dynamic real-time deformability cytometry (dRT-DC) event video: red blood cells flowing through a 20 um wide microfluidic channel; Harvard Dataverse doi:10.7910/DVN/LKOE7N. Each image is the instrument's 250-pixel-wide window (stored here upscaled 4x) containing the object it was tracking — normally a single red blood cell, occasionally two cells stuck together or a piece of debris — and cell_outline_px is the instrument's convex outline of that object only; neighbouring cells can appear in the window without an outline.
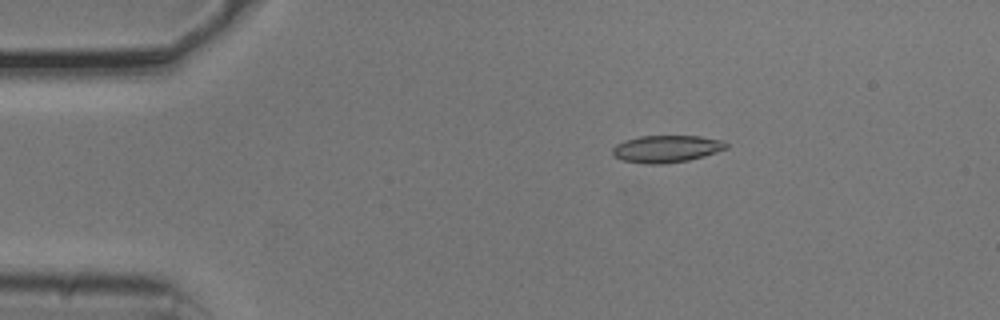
{"species": "common noctule bat (a hibernating species)", "species_latin": "Nyctalus noctula", "temperature_condition": "cold", "stored_images_in_passage": 3, "camera_frame_rate_fps": 3000, "um_per_image_px": 0.085, "animal": {"sex": "male", "body_mass_g": 20.5, "forearm_length_mm": 52.5}, "frame": {"image": 1, "passage_image": 1, "time_ms": 0.0, "image_size_px": [1000, 320], "cell_outline_px": [[728, 148], [704, 156], [688, 160], [664, 164], [644, 164], [620, 160], [612, 156], [612, 148], [616, 144], [640, 136], [700, 136], [724, 140], [728, 144]], "centroid_in_image_um": [56.65, 12.66], "position_along_channel_um": 28.4, "area_um2": 18.15}}